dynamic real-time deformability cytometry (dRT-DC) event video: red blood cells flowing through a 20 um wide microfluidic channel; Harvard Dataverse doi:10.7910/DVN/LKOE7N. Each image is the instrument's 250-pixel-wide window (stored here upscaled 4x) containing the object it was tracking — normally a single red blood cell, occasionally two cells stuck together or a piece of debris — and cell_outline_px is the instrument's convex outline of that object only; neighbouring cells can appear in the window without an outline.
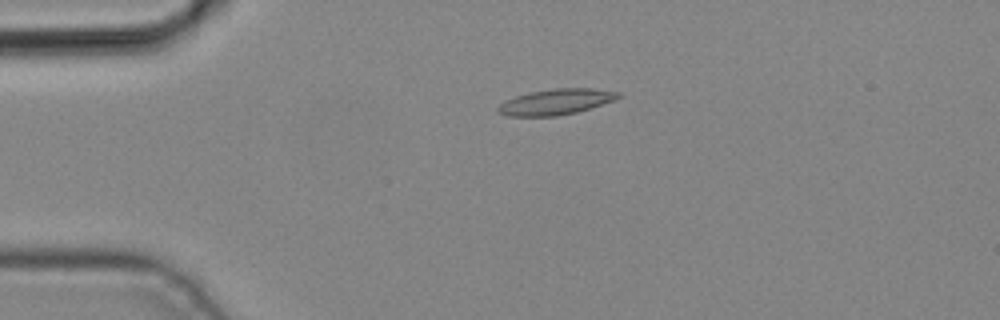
{"species": "common noctule bat (a hibernating species)", "species_latin": "Nyctalus noctula", "temperature_condition": "cold", "stored_images_in_passage": 3, "camera_frame_rate_fps": 3000, "um_per_image_px": 0.085, "animal": {"sex": "male", "body_mass_g": 19.2, "forearm_length_mm": 51.8}, "frame": {"image": 1, "passage_image": 2, "time_ms": 0.333, "image_size_px": [1000, 320], "cell_outline_px": [[620, 96], [616, 100], [576, 112], [556, 116], [508, 116], [496, 112], [496, 108], [500, 104], [516, 96], [532, 92], [556, 88], [592, 88], [620, 92]], "centroid_in_image_um": [47.26, 8.66], "position_along_channel_um": 37.7, "area_um2": 17.86}}